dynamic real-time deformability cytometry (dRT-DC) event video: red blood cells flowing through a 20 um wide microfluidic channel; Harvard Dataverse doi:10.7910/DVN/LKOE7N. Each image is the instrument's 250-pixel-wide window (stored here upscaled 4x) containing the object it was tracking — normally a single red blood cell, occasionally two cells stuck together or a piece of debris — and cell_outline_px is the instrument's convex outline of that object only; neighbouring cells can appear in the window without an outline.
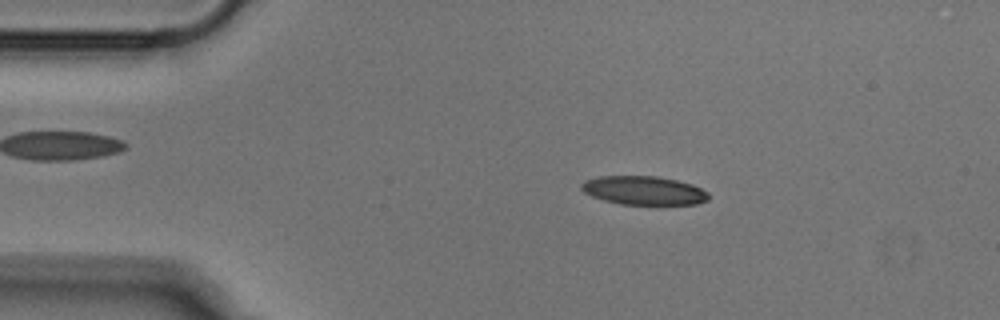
{"species": "Egyptian fruit bat (a non-hibernating species)", "species_latin": "Rousettus aegyptiacus", "temperature_condition": "cold", "stored_images_in_passage": 50, "camera_frame_rate_fps": 3000, "um_per_image_px": 0.085, "animal": {"sex": "male"}, "frame": {"image": 1, "passage_image": 8, "time_ms": 2.333, "image_size_px": [1000, 320], "cell_outline_px": [[708, 200], [696, 204], [620, 204], [604, 200], [592, 196], [584, 192], [580, 188], [580, 184], [584, 180], [600, 176], [656, 176], [676, 180], [692, 184], [708, 192]], "centroid_in_image_um": [54.69, 16.18], "position_along_channel_um": 30.3, "area_um2": 21.21}}
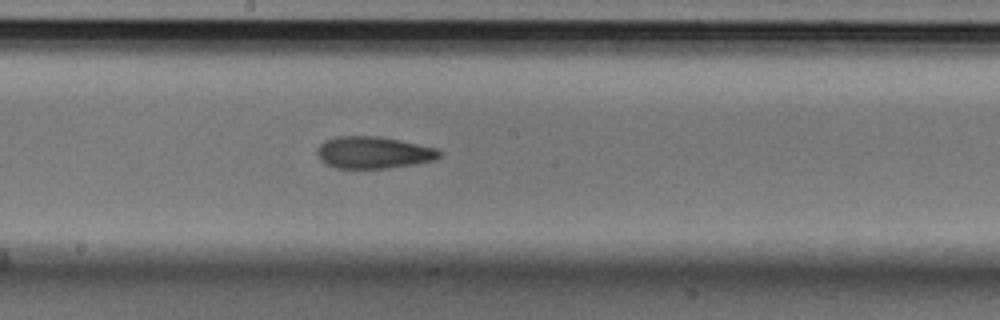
{"frame": {"image": 2, "passage_image": 26, "time_ms": 8.333, "image_size_px": [1000, 320], "cell_outline_px": [[440, 156], [432, 160], [416, 164], [388, 168], [336, 168], [324, 164], [320, 160], [316, 152], [316, 148], [324, 140], [340, 136], [380, 136], [400, 140], [436, 148], [440, 152]], "centroid_in_image_um": [31.69, 12.96], "position_along_channel_um": 216.5, "area_um2": 22.83}}
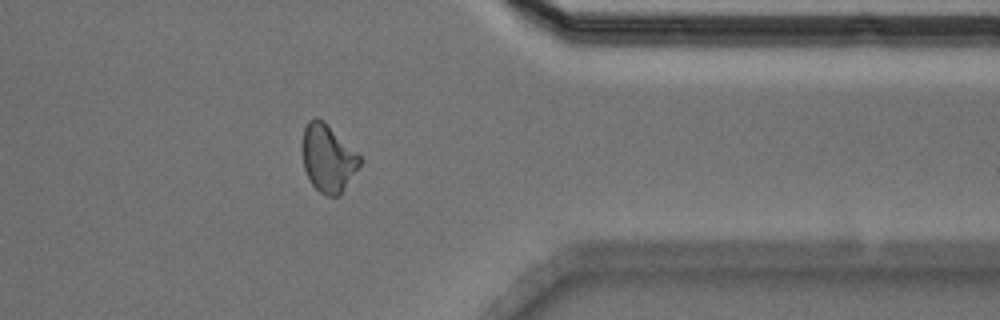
{"frame": {"image": 3, "passage_image": 40, "time_ms": 13.0, "image_size_px": [1000, 320], "cell_outline_px": [[360, 164], [340, 196], [328, 196], [320, 192], [312, 184], [304, 168], [300, 148], [304, 128], [308, 120], [316, 116], [324, 120], [360, 152]], "centroid_in_image_um": [27.87, 13.39], "position_along_channel_um": 383.5, "area_um2": 23.24}}